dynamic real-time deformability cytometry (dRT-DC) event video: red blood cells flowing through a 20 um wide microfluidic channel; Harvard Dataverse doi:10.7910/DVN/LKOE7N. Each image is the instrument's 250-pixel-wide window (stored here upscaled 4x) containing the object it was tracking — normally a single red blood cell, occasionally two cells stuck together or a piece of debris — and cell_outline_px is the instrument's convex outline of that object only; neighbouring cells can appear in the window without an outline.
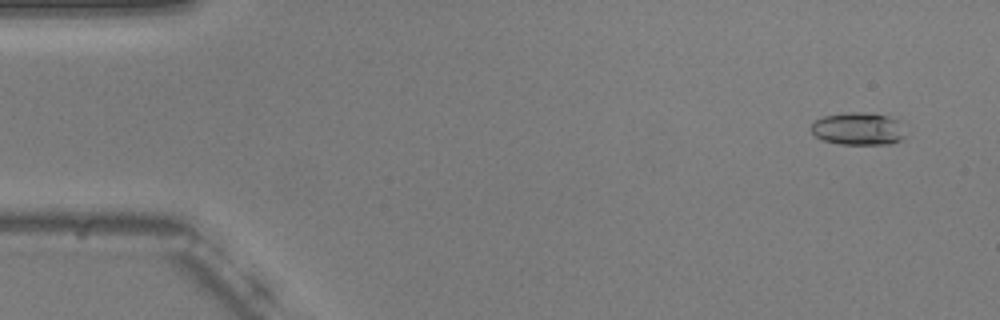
{"species": "common noctule bat (a hibernating species)", "species_latin": "Nyctalus noctula", "temperature_condition": "warm", "stored_images_in_passage": 17, "camera_frame_rate_fps": 3000, "um_per_image_px": 0.085, "animal": {"sex": "male", "body_mass_g": 20.5, "forearm_length_mm": 52.5}, "frame": {"image": 1, "passage_image": 4, "time_ms": 1.0, "image_size_px": [1000, 320], "cell_outline_px": [[904, 136], [900, 140], [888, 144], [840, 144], [824, 140], [816, 136], [812, 132], [812, 124], [816, 120], [824, 116], [844, 112], [864, 112], [900, 116]], "centroid_in_image_um": [73.02, 10.91], "position_along_channel_um": 12.0, "area_um2": 18.21}}
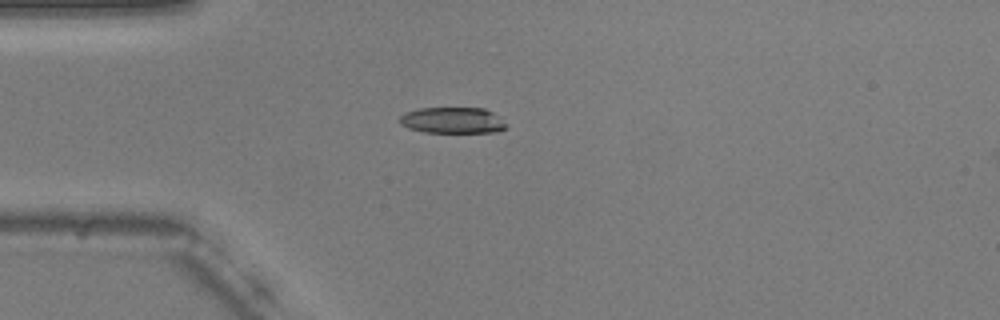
{"frame": {"image": 2, "passage_image": 15, "time_ms": 4.667, "image_size_px": [1000, 320], "cell_outline_px": [[508, 128], [496, 132], [424, 132], [408, 128], [400, 124], [400, 116], [404, 112], [420, 108], [484, 108], [492, 112], [508, 124]], "centroid_in_image_um": [38.48, 10.23], "position_along_channel_um": 46.5, "area_um2": 16.3}}